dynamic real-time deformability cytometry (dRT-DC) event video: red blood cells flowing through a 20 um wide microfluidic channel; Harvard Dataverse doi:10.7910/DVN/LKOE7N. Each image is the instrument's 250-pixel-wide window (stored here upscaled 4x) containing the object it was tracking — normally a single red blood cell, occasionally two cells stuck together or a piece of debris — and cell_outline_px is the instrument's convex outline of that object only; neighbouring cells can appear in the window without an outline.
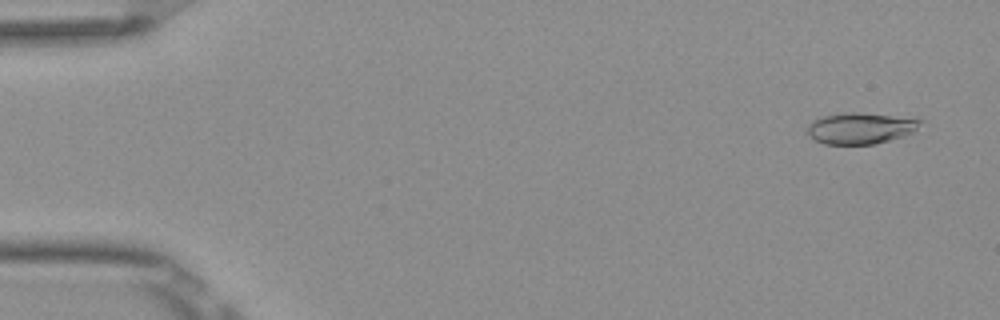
{"species": "Egyptian fruit bat (a non-hibernating species)", "species_latin": "Rousettus aegyptiacus", "temperature_condition": "room temperature", "stored_images_in_passage": 15, "camera_frame_rate_fps": 3000, "um_per_image_px": 0.085, "frame": {"image": 1, "passage_image": 3, "time_ms": 0.667, "image_size_px": [1000, 320], "cell_outline_px": [[920, 120], [916, 128], [912, 132], [904, 136], [876, 144], [824, 144], [808, 136], [804, 132], [808, 124], [812, 120], [824, 116], [844, 112], [856, 112]], "centroid_in_image_um": [73.01, 10.92], "position_along_channel_um": 12.0, "area_um2": 20.29}}